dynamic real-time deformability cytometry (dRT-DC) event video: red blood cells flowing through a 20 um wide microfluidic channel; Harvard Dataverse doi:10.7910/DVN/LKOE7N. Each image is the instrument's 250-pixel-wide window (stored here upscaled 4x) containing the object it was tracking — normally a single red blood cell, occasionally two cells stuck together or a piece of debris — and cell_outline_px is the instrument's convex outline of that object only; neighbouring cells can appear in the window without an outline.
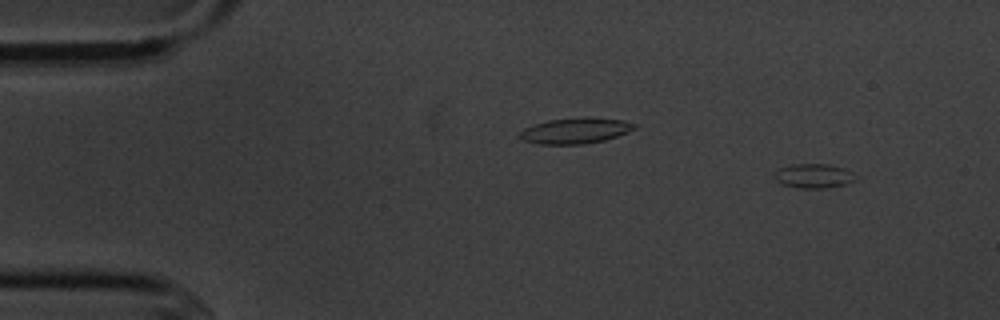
{"species": "common noctule bat (a hibernating species)", "species_latin": "Nyctalus noctula", "temperature_condition": "cold", "stored_images_in_passage": 6, "segment_of_instrument_passage": [2, 2], "camera_frame_rate_fps": 3000, "um_per_image_px": 0.085, "animal": {"sex": "male", "body_mass_g": 20.1, "forearm_length_mm": 53.5}, "frame": {"image": 1, "passage_image": 6, "time_ms": 6.667, "image_size_px": [1000, 320], "cell_outline_px": [[860, 176], [856, 180], [844, 184], [824, 188], [800, 188], [784, 184], [776, 180], [772, 176], [772, 172], [780, 168], [792, 164], [828, 164], [844, 168]], "centroid_in_image_um": [69.17, 14.94], "position_along_channel_um": 15.8, "area_um2": 11.62}}